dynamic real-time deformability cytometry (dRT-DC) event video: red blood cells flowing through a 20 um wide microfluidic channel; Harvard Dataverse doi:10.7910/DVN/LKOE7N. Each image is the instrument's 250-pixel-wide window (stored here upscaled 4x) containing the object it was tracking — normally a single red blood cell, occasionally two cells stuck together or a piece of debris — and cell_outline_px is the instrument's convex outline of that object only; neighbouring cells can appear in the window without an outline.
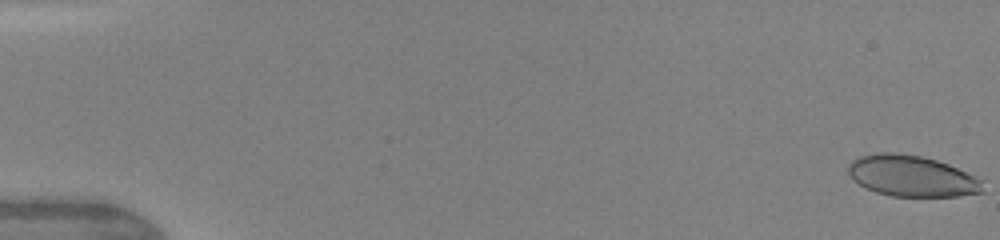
{"species": "human", "species_latin": "Homo sapiens", "temperature_condition": "warm", "stored_images_in_passage": 11, "camera_frame_rate_fps": 3000, "um_per_image_px": 0.085, "donor": {"sex": "female"}, "frame": {"image": 1, "passage_image": 1, "time_ms": 0.0, "image_size_px": [1000, 240], "cell_outline_px": [[984, 192], [956, 196], [892, 196], [876, 192], [852, 180], [848, 172], [848, 164], [852, 160], [860, 156], [876, 152], [892, 152], [920, 156], [936, 160], [948, 164], [976, 176], [984, 180]], "centroid_in_image_um": [77.52, 14.96], "position_along_channel_um": 7.5, "area_um2": 32.31}}
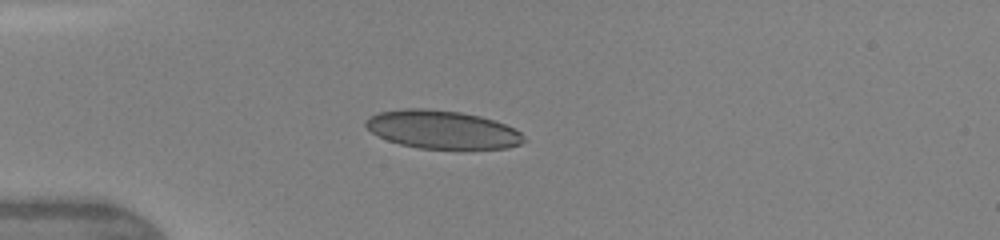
{"frame": {"image": 2, "passage_image": 5, "time_ms": 4.333, "image_size_px": [1000, 240], "cell_outline_px": [[528, 140], [520, 144], [508, 148], [420, 148], [400, 144], [388, 140], [372, 132], [364, 124], [368, 116], [380, 112], [404, 108], [424, 108], [460, 112], [480, 116], [504, 124], [520, 132]], "centroid_in_image_um": [37.59, 11.01], "position_along_channel_um": 47.4, "area_um2": 34.91}}